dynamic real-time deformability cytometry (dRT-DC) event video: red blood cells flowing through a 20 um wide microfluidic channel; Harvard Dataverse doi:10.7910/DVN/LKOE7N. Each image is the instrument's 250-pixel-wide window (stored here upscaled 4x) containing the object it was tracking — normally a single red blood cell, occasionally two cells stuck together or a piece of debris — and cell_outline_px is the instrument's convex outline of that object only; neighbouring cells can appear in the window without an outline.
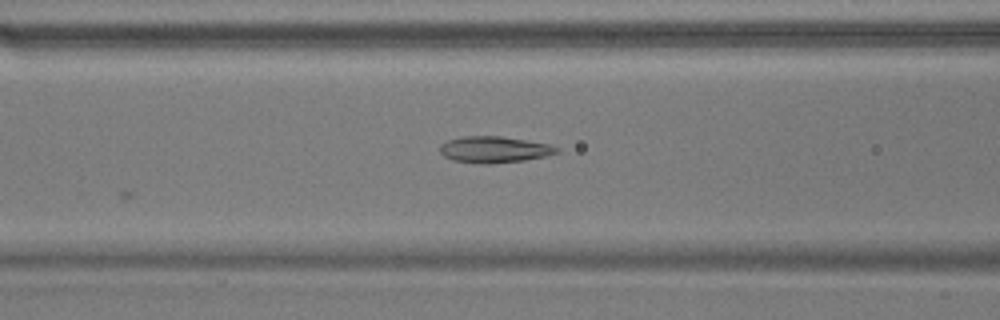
{"species": "common noctule bat (a hibernating species)", "species_latin": "Nyctalus noctula", "temperature_condition": "warm", "stored_images_in_passage": 41, "camera_frame_rate_fps": 3000, "um_per_image_px": 0.085, "animal": {"sex": "male", "body_mass_g": 17.9}, "frame": {"image": 1, "passage_image": 7, "time_ms": 2.0, "image_size_px": [1000, 320], "cell_outline_px": [[560, 152], [544, 156], [524, 160], [488, 164], [484, 164], [452, 160], [444, 156], [440, 152], [440, 144], [448, 140], [464, 136], [500, 136], [548, 144], [560, 148]], "centroid_in_image_um": [41.99, 12.71], "position_along_channel_um": 124.6, "area_um2": 17.8}}
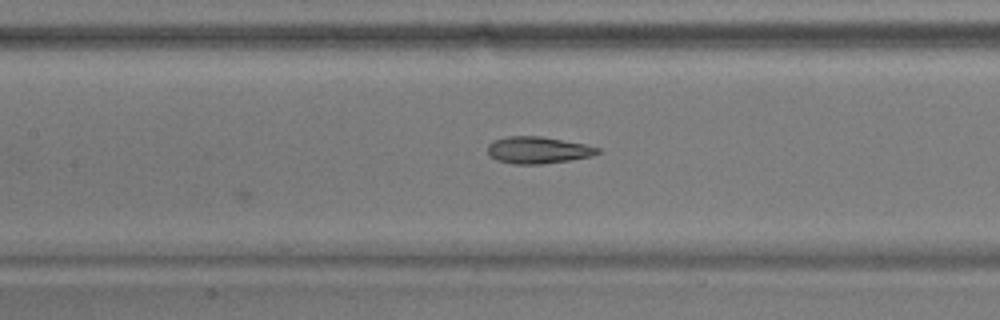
{"frame": {"image": 2, "passage_image": 10, "time_ms": 3.0, "image_size_px": [1000, 320], "cell_outline_px": [[600, 152], [592, 156], [572, 160], [540, 164], [512, 164], [496, 160], [488, 152], [488, 144], [492, 140], [508, 136], [540, 136], [584, 144], [600, 148]], "centroid_in_image_um": [45.72, 12.76], "position_along_channel_um": 161.7, "area_um2": 17.22}}
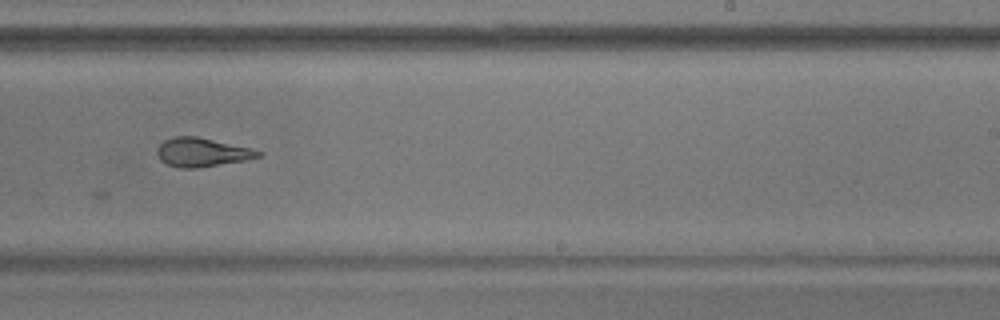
{"frame": {"image": 3, "passage_image": 19, "time_ms": 6.0, "image_size_px": [1000, 320], "cell_outline_px": [[260, 156], [244, 160], [196, 168], [180, 168], [168, 164], [160, 160], [156, 152], [156, 148], [164, 140], [176, 136], [196, 136], [252, 148], [260, 152]], "centroid_in_image_um": [17.12, 12.93], "position_along_channel_um": 271.9, "area_um2": 16.76}}